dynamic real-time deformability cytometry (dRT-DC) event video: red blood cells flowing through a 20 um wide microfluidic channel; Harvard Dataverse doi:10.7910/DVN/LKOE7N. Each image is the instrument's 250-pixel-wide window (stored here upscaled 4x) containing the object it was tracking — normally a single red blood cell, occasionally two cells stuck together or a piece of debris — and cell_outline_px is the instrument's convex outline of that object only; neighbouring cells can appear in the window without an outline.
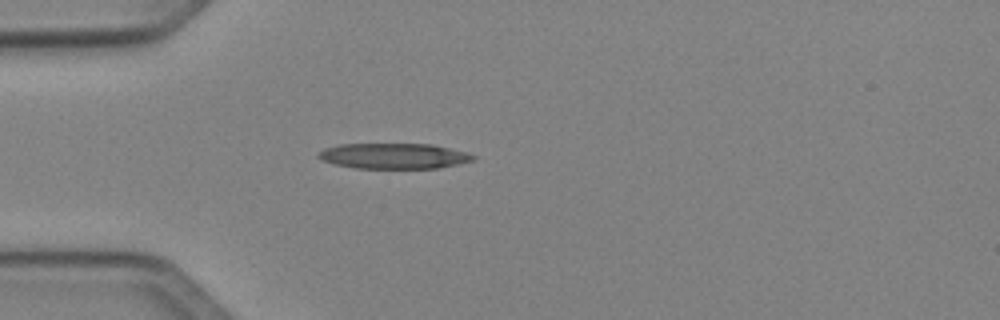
{"species": "Egyptian fruit bat (a non-hibernating species)", "species_latin": "Rousettus aegyptiacus", "temperature_condition": "cold", "stored_images_in_passage": 36, "camera_frame_rate_fps": 3000, "um_per_image_px": 0.085, "animal": {"sex": "female"}, "frame": {"image": 1, "passage_image": 1, "time_ms": 0.0, "image_size_px": [1000, 320], "cell_outline_px": [[476, 156], [472, 160], [440, 168], [356, 168], [336, 164], [324, 160], [316, 156], [316, 152], [324, 148], [340, 144], [432, 144], [468, 152]], "centroid_in_image_um": [33.46, 13.25], "position_along_channel_um": 51.5, "area_um2": 22.95}}
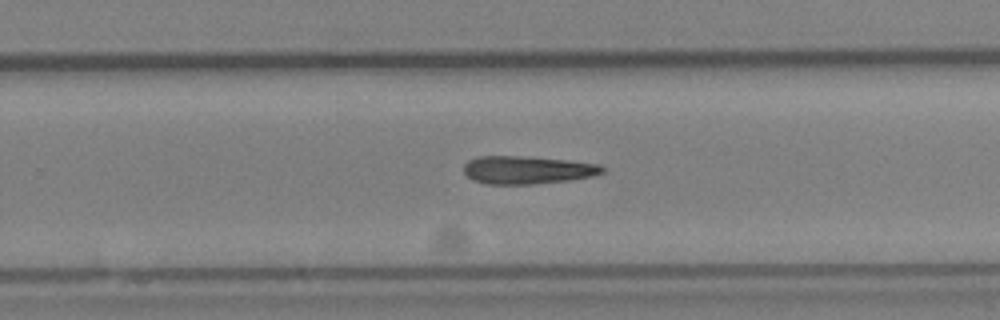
{"frame": {"image": 2, "passage_image": 19, "time_ms": 6.0, "image_size_px": [1000, 320], "cell_outline_px": [[604, 172], [592, 176], [568, 180], [532, 184], [484, 184], [472, 180], [464, 172], [464, 164], [468, 160], [480, 156], [520, 156], [564, 160], [600, 164], [604, 168]], "centroid_in_image_um": [44.78, 14.45], "position_along_channel_um": 285.0, "area_um2": 22.43}}
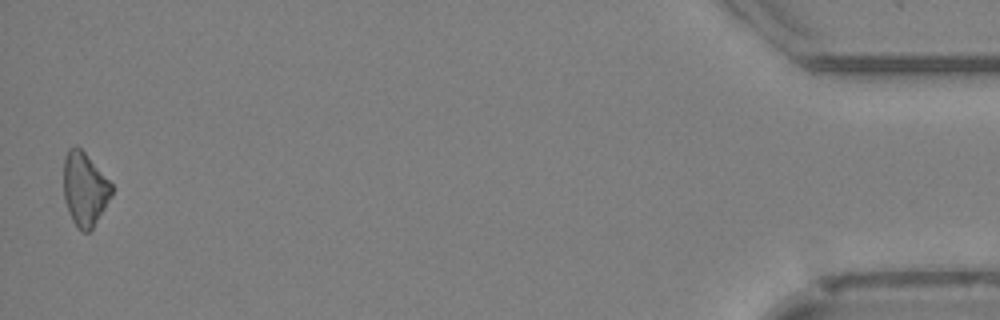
{"frame": {"image": 3, "passage_image": 36, "time_ms": 11.667, "image_size_px": [1000, 320], "cell_outline_px": [[112, 196], [92, 228], [88, 232], [84, 232], [72, 220], [64, 200], [64, 156], [68, 148], [76, 144], [84, 152], [112, 184]], "centroid_in_image_um": [7.18, 16.04], "position_along_channel_um": 428.0, "area_um2": 20.35}}